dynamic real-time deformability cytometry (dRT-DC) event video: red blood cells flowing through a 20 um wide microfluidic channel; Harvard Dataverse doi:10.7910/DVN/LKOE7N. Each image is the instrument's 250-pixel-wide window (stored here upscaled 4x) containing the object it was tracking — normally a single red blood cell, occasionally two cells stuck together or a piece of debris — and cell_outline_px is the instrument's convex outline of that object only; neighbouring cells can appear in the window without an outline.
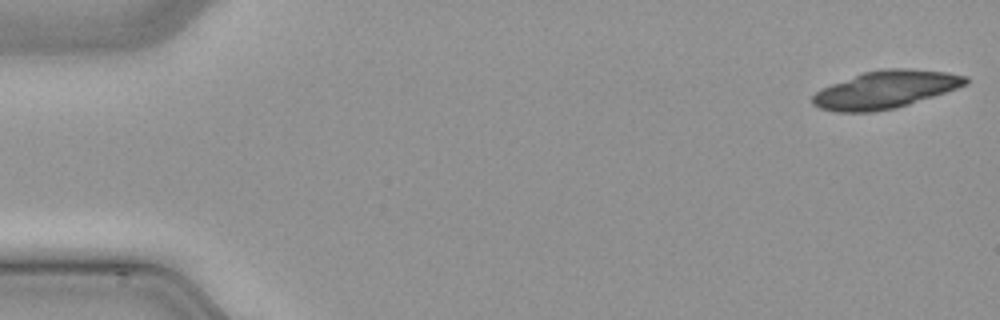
{"species": "common noctule bat (a hibernating species)", "species_latin": "Nyctalus noctula", "temperature_condition": "cold", "stored_images_in_passage": 17, "camera_frame_rate_fps": 3000, "um_per_image_px": 0.085, "animal": {"sex": "male", "body_mass_g": 21.5, "forearm_length_mm": 52.0}, "frame": {"image": 1, "passage_image": 1, "time_ms": 0.0, "image_size_px": [1000, 320], "cell_outline_px": [[968, 84], [896, 108], [872, 112], [836, 112], [820, 108], [812, 104], [812, 96], [820, 88], [864, 72], [884, 68], [908, 68], [948, 72], [968, 76]], "centroid_in_image_um": [75.25, 7.61], "position_along_channel_um": 9.8, "area_um2": 33.41}}